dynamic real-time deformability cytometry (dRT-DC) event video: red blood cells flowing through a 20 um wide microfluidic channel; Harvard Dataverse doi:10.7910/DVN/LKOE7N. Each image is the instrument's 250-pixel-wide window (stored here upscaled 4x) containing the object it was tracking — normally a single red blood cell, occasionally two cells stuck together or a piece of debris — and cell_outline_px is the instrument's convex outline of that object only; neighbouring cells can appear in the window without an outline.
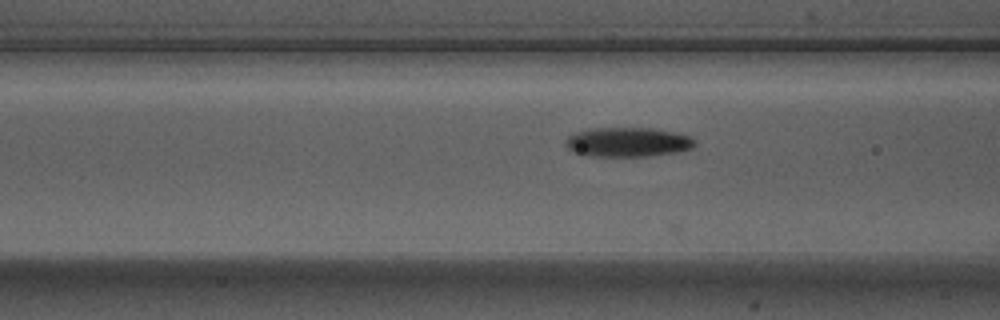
{"species": "Egyptian fruit bat (a non-hibernating species)", "species_latin": "Rousettus aegyptiacus", "temperature_condition": "warm", "stored_images_in_passage": 14, "camera_frame_rate_fps": 3000, "um_per_image_px": 0.085, "animal": {"sex": "male"}, "frame": {"image": 1, "passage_image": 11, "time_ms": 3.333, "image_size_px": [1000, 320], "cell_outline_px": [[696, 144], [692, 148], [676, 152], [648, 156], [592, 156], [576, 152], [568, 148], [564, 140], [568, 136], [576, 132], [588, 128], [652, 128], [676, 132], [688, 136], [696, 140]], "centroid_in_image_um": [53.37, 12.07], "position_along_channel_um": 113.2, "area_um2": 22.14}}